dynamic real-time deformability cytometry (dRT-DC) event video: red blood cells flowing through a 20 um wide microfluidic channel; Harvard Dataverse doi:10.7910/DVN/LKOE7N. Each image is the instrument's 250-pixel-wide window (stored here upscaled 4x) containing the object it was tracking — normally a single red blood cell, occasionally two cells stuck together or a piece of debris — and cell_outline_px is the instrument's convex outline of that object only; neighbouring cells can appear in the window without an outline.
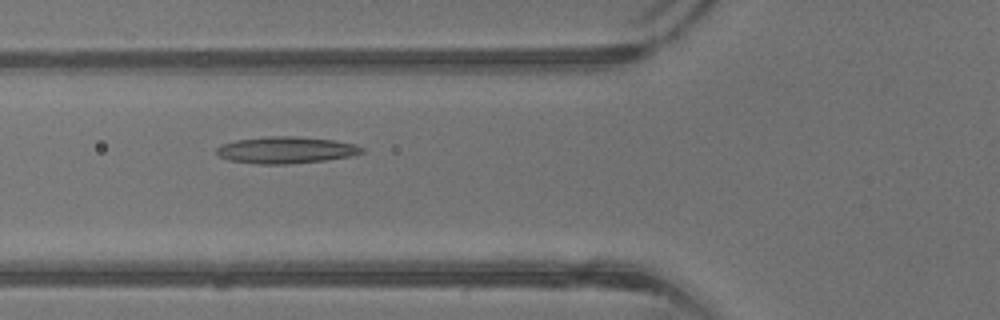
{"species": "common noctule bat (a hibernating species)", "species_latin": "Nyctalus noctula", "temperature_condition": "warm", "stored_images_in_passage": 41, "camera_frame_rate_fps": 3000, "um_per_image_px": 0.085, "animal": {"sex": "male", "body_mass_g": 13.3}, "frame": {"image": 1, "passage_image": 15, "time_ms": 4.667, "image_size_px": [1000, 320], "cell_outline_px": [[364, 152], [352, 156], [324, 160], [288, 164], [260, 164], [228, 160], [220, 156], [216, 152], [216, 148], [220, 144], [236, 140], [264, 136], [296, 136], [332, 140], [356, 144], [364, 148]], "centroid_in_image_um": [24.3, 12.74], "position_along_channel_um": 101.5, "area_um2": 22.72}}
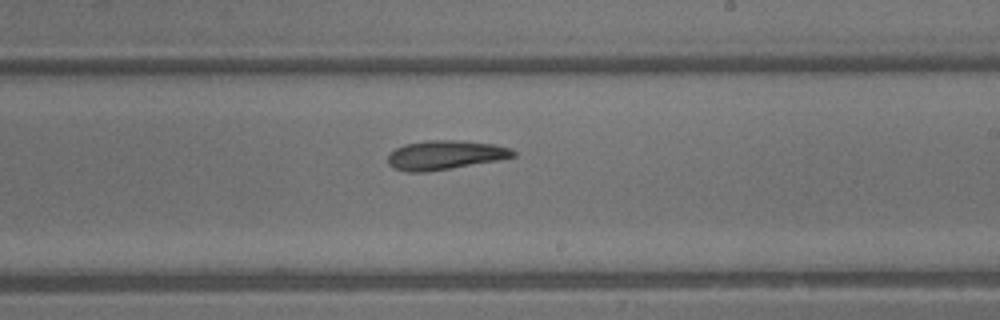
{"frame": {"image": 2, "passage_image": 24, "time_ms": 7.667, "image_size_px": [1000, 320], "cell_outline_px": [[516, 156], [500, 160], [428, 172], [408, 172], [392, 168], [388, 164], [388, 156], [396, 148], [404, 144], [428, 140], [460, 140], [492, 144], [512, 148], [516, 152]], "centroid_in_image_um": [37.85, 13.18], "position_along_channel_um": 251.2, "area_um2": 21.44}}
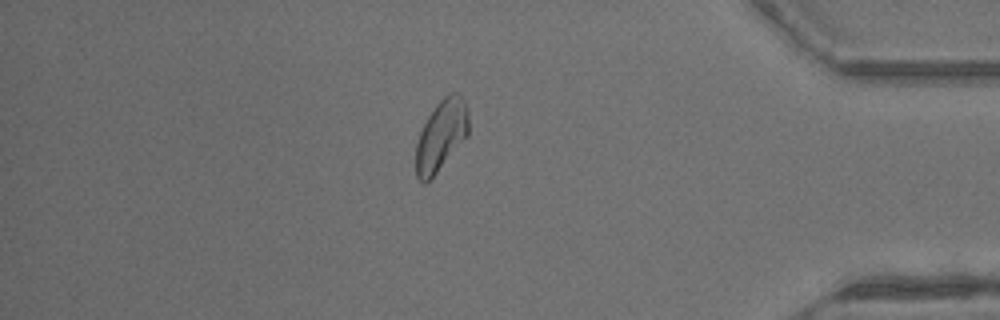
{"frame": {"image": 3, "passage_image": 35, "time_ms": 11.333, "image_size_px": [1000, 320], "cell_outline_px": [[468, 136], [432, 180], [424, 184], [416, 176], [416, 144], [420, 132], [428, 116], [436, 104], [448, 92], [456, 92], [464, 100], [468, 112]], "centroid_in_image_um": [37.5, 11.55], "position_along_channel_um": 397.7, "area_um2": 22.08}}